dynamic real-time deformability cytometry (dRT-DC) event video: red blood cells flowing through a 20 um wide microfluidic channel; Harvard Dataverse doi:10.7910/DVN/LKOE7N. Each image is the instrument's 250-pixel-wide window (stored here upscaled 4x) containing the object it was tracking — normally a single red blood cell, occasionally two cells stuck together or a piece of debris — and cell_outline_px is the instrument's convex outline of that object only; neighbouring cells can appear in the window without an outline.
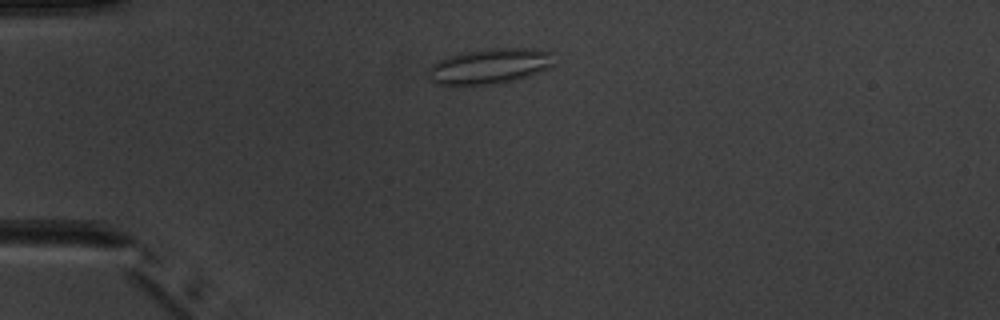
{"species": "common noctule bat (a hibernating species)", "species_latin": "Nyctalus noctula", "temperature_condition": "warm", "stored_images_in_passage": 7, "camera_frame_rate_fps": 3000, "um_per_image_px": 0.085, "animal": {"sex": "male", "body_mass_g": 20.1, "forearm_length_mm": 53.5}, "frame": {"image": 1, "passage_image": 2, "time_ms": 2.333, "image_size_px": [1000, 320], "cell_outline_px": [[552, 68], [516, 80], [496, 84], [460, 88], [452, 88], [432, 84], [428, 76], [428, 68], [432, 64], [440, 60], [460, 52], [488, 48], [536, 48], [552, 52]], "centroid_in_image_um": [41.54, 5.68], "position_along_channel_um": 43.5, "area_um2": 27.17}}
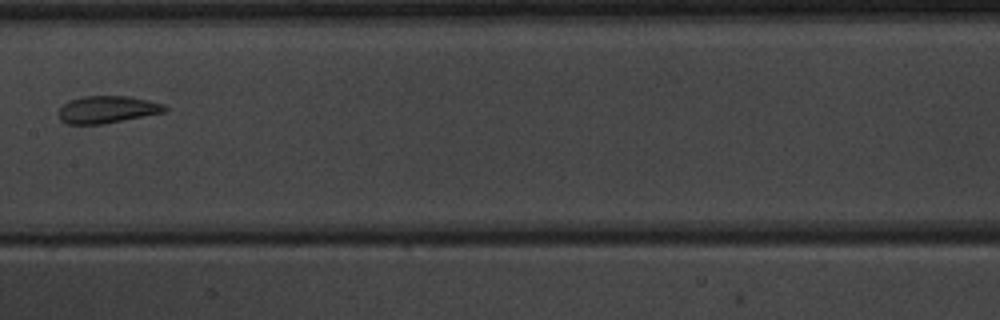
{"frame": {"image": 2, "passage_image": 6, "time_ms": 7.0, "image_size_px": [1000, 320], "cell_outline_px": [[168, 108], [164, 112], [100, 124], [68, 124], [60, 120], [60, 108], [68, 100], [84, 96], [128, 96], [148, 100], [164, 104]], "centroid_in_image_um": [9.1, 9.29], "position_along_channel_um": 198.3, "area_um2": 16.59}}
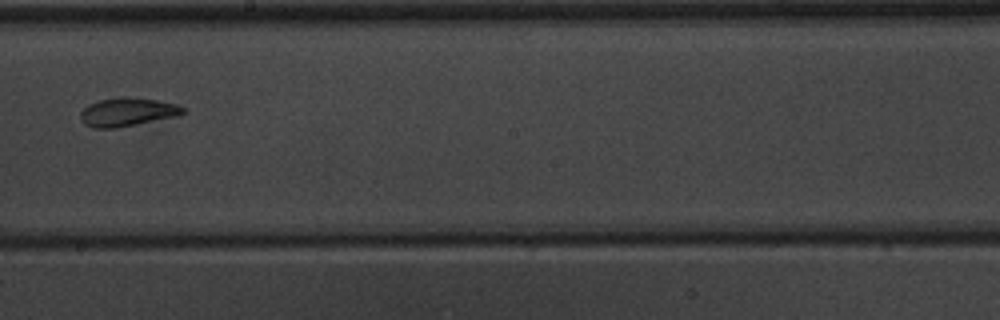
{"frame": {"image": 3, "passage_image": 7, "time_ms": 8.0, "image_size_px": [1000, 320], "cell_outline_px": [[188, 112], [176, 116], [116, 128], [92, 128], [84, 124], [80, 120], [80, 112], [88, 104], [96, 100], [124, 96], [128, 96], [156, 100], [176, 104], [184, 108]], "centroid_in_image_um": [10.79, 9.51], "position_along_channel_um": 237.4, "area_um2": 17.17}}